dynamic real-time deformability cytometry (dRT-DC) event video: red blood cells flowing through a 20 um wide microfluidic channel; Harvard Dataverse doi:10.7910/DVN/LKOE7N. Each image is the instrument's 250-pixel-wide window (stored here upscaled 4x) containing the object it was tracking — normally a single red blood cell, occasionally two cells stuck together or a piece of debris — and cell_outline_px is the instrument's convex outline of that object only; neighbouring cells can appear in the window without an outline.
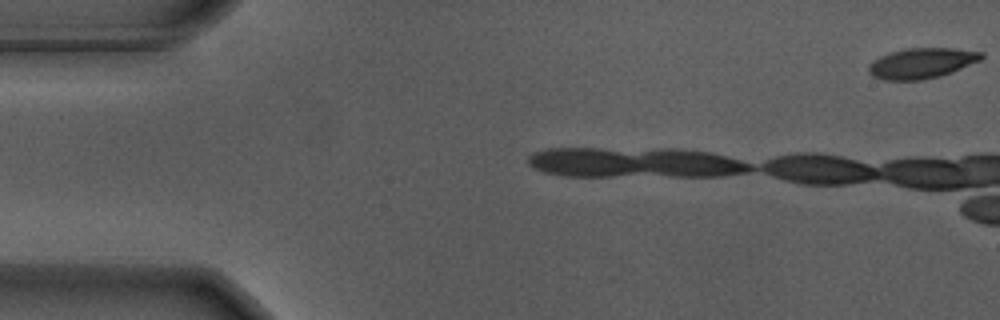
{"species": "Egyptian fruit bat (a non-hibernating species)", "species_latin": "Rousettus aegyptiacus", "temperature_condition": "warm", "stored_images_in_passage": 4, "camera_frame_rate_fps": 3000, "um_per_image_px": 0.085, "animal": {"sex": "male"}, "frame": {"image": 1, "passage_image": 1, "time_ms": 0.0, "image_size_px": [1000, 320], "cell_outline_px": [[984, 56], [980, 60], [952, 72], [940, 76], [920, 80], [884, 80], [872, 76], [868, 72], [868, 64], [872, 60], [880, 56], [892, 52], [908, 48], [952, 48], [984, 52]], "centroid_in_image_um": [78.32, 5.37], "position_along_channel_um": 6.7, "area_um2": 20.0}}